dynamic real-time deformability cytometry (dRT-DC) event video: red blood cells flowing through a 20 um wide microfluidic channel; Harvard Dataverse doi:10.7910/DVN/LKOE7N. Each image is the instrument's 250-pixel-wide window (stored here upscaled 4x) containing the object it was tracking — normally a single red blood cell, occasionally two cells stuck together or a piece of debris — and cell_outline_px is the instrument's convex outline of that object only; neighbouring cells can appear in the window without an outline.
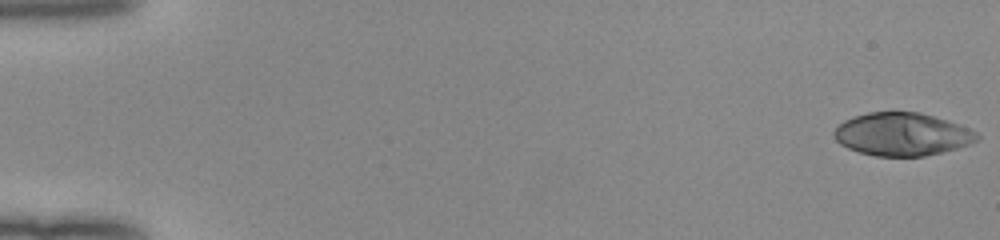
{"species": "human", "species_latin": "Homo sapiens", "temperature_condition": "room temperature", "stored_images_in_passage": 52, "camera_frame_rate_fps": 3000, "um_per_image_px": 0.085, "donor": {"sex": "female"}, "frame": {"image": 1, "passage_image": 1, "time_ms": 0.0, "image_size_px": [1000, 240], "cell_outline_px": [[980, 140], [972, 144], [924, 156], [876, 156], [860, 152], [848, 148], [840, 144], [832, 136], [832, 132], [844, 120], [868, 112], [920, 112], [960, 124], [976, 132], [980, 136]], "centroid_in_image_um": [76.69, 11.41], "position_along_channel_um": 8.3, "area_um2": 35.78}}
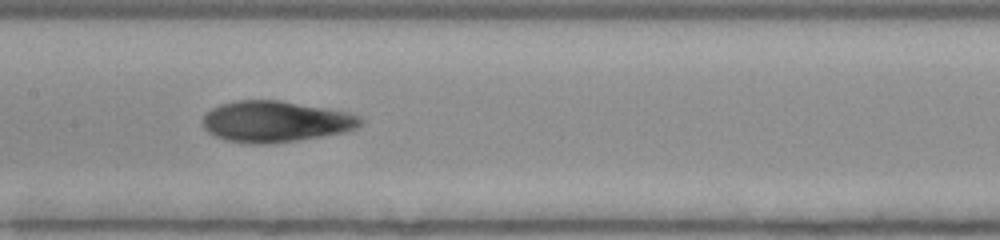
{"frame": {"image": 2, "passage_image": 27, "time_ms": 8.667, "image_size_px": [1000, 240], "cell_outline_px": [[364, 120], [356, 128], [348, 132], [272, 144], [248, 144], [224, 140], [208, 132], [204, 128], [204, 116], [212, 108], [220, 104], [236, 100], [280, 100], [348, 112], [360, 116]], "centroid_in_image_um": [23.44, 10.34], "position_along_channel_um": 184.0, "area_um2": 37.97}}
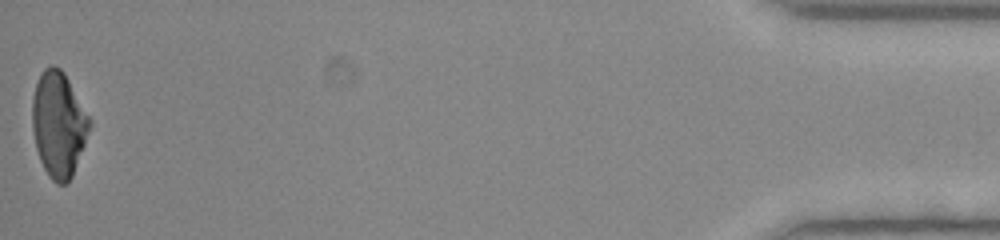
{"frame": {"image": 3, "passage_image": 52, "time_ms": 17.0, "image_size_px": [1000, 240], "cell_outline_px": [[92, 124], [72, 176], [64, 184], [56, 184], [48, 176], [40, 160], [36, 148], [32, 128], [32, 96], [40, 72], [44, 68], [52, 64], [60, 68], [64, 72], [92, 120]], "centroid_in_image_um": [4.97, 10.54], "position_along_channel_um": 430.2, "area_um2": 35.32}, "authors_computed_cell_mechanics": {"area_um2": 36.2695, "velocity_mm_per_s": 4.0142, "shape_relaxation_time_tau1_ms": 5.4172, "shape_relaxation_time_tau2_ms": 1.8839, "deformation_change_tau1": 0.2287, "deformation_change_tau2": 0.0729}}